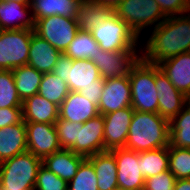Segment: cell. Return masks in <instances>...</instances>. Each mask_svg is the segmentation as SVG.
Wrapping results in <instances>:
<instances>
[{"mask_svg":"<svg viewBox=\"0 0 190 190\" xmlns=\"http://www.w3.org/2000/svg\"><path fill=\"white\" fill-rule=\"evenodd\" d=\"M141 44V58L159 65L182 53L190 52V12L169 16Z\"/></svg>","mask_w":190,"mask_h":190,"instance_id":"cell-1","label":"cell"},{"mask_svg":"<svg viewBox=\"0 0 190 190\" xmlns=\"http://www.w3.org/2000/svg\"><path fill=\"white\" fill-rule=\"evenodd\" d=\"M169 122L158 113H133L125 148L136 152L169 146Z\"/></svg>","mask_w":190,"mask_h":190,"instance_id":"cell-2","label":"cell"},{"mask_svg":"<svg viewBox=\"0 0 190 190\" xmlns=\"http://www.w3.org/2000/svg\"><path fill=\"white\" fill-rule=\"evenodd\" d=\"M131 107L135 111L158 113V92L155 83V64L142 58L130 74Z\"/></svg>","mask_w":190,"mask_h":190,"instance_id":"cell-3","label":"cell"},{"mask_svg":"<svg viewBox=\"0 0 190 190\" xmlns=\"http://www.w3.org/2000/svg\"><path fill=\"white\" fill-rule=\"evenodd\" d=\"M42 159L25 152L0 163V187L14 190H34Z\"/></svg>","mask_w":190,"mask_h":190,"instance_id":"cell-4","label":"cell"},{"mask_svg":"<svg viewBox=\"0 0 190 190\" xmlns=\"http://www.w3.org/2000/svg\"><path fill=\"white\" fill-rule=\"evenodd\" d=\"M113 13L127 23L140 41L142 31L156 28L167 18L155 0H124Z\"/></svg>","mask_w":190,"mask_h":190,"instance_id":"cell-5","label":"cell"},{"mask_svg":"<svg viewBox=\"0 0 190 190\" xmlns=\"http://www.w3.org/2000/svg\"><path fill=\"white\" fill-rule=\"evenodd\" d=\"M99 47L106 51L137 50L141 44L138 36L125 21L113 12L91 31Z\"/></svg>","mask_w":190,"mask_h":190,"instance_id":"cell-6","label":"cell"},{"mask_svg":"<svg viewBox=\"0 0 190 190\" xmlns=\"http://www.w3.org/2000/svg\"><path fill=\"white\" fill-rule=\"evenodd\" d=\"M64 80L70 91H80L90 85H104L98 67L90 59H71L61 53L52 71Z\"/></svg>","mask_w":190,"mask_h":190,"instance_id":"cell-7","label":"cell"},{"mask_svg":"<svg viewBox=\"0 0 190 190\" xmlns=\"http://www.w3.org/2000/svg\"><path fill=\"white\" fill-rule=\"evenodd\" d=\"M32 29L0 30V70L27 65Z\"/></svg>","mask_w":190,"mask_h":190,"instance_id":"cell-8","label":"cell"},{"mask_svg":"<svg viewBox=\"0 0 190 190\" xmlns=\"http://www.w3.org/2000/svg\"><path fill=\"white\" fill-rule=\"evenodd\" d=\"M79 26L77 19L59 15L34 19V33L64 53L75 38Z\"/></svg>","mask_w":190,"mask_h":190,"instance_id":"cell-9","label":"cell"},{"mask_svg":"<svg viewBox=\"0 0 190 190\" xmlns=\"http://www.w3.org/2000/svg\"><path fill=\"white\" fill-rule=\"evenodd\" d=\"M139 50L106 51L99 48L90 60L98 67L102 78H120L129 76L141 58Z\"/></svg>","mask_w":190,"mask_h":190,"instance_id":"cell-10","label":"cell"},{"mask_svg":"<svg viewBox=\"0 0 190 190\" xmlns=\"http://www.w3.org/2000/svg\"><path fill=\"white\" fill-rule=\"evenodd\" d=\"M117 164L118 188L126 190H143L145 177L141 173V157L125 147L110 150Z\"/></svg>","mask_w":190,"mask_h":190,"instance_id":"cell-11","label":"cell"},{"mask_svg":"<svg viewBox=\"0 0 190 190\" xmlns=\"http://www.w3.org/2000/svg\"><path fill=\"white\" fill-rule=\"evenodd\" d=\"M155 83L158 92V114L170 122L190 101L178 91L169 78L155 64Z\"/></svg>","mask_w":190,"mask_h":190,"instance_id":"cell-12","label":"cell"},{"mask_svg":"<svg viewBox=\"0 0 190 190\" xmlns=\"http://www.w3.org/2000/svg\"><path fill=\"white\" fill-rule=\"evenodd\" d=\"M25 125L28 152L43 159L62 150L55 124L29 122Z\"/></svg>","mask_w":190,"mask_h":190,"instance_id":"cell-13","label":"cell"},{"mask_svg":"<svg viewBox=\"0 0 190 190\" xmlns=\"http://www.w3.org/2000/svg\"><path fill=\"white\" fill-rule=\"evenodd\" d=\"M70 150L85 158L104 151V116L102 114L82 123V127H78L77 142Z\"/></svg>","mask_w":190,"mask_h":190,"instance_id":"cell-14","label":"cell"},{"mask_svg":"<svg viewBox=\"0 0 190 190\" xmlns=\"http://www.w3.org/2000/svg\"><path fill=\"white\" fill-rule=\"evenodd\" d=\"M126 107H131L129 76L106 78L98 104L99 113L105 115Z\"/></svg>","mask_w":190,"mask_h":190,"instance_id":"cell-15","label":"cell"},{"mask_svg":"<svg viewBox=\"0 0 190 190\" xmlns=\"http://www.w3.org/2000/svg\"><path fill=\"white\" fill-rule=\"evenodd\" d=\"M134 110L126 107L104 116V151L125 147Z\"/></svg>","mask_w":190,"mask_h":190,"instance_id":"cell-16","label":"cell"},{"mask_svg":"<svg viewBox=\"0 0 190 190\" xmlns=\"http://www.w3.org/2000/svg\"><path fill=\"white\" fill-rule=\"evenodd\" d=\"M98 106L87 100L78 91H70L59 106V118L76 123H85L99 115Z\"/></svg>","mask_w":190,"mask_h":190,"instance_id":"cell-17","label":"cell"},{"mask_svg":"<svg viewBox=\"0 0 190 190\" xmlns=\"http://www.w3.org/2000/svg\"><path fill=\"white\" fill-rule=\"evenodd\" d=\"M159 67L175 88L190 99V52L167 59Z\"/></svg>","mask_w":190,"mask_h":190,"instance_id":"cell-18","label":"cell"},{"mask_svg":"<svg viewBox=\"0 0 190 190\" xmlns=\"http://www.w3.org/2000/svg\"><path fill=\"white\" fill-rule=\"evenodd\" d=\"M32 29L34 19L30 5L20 2H0V30Z\"/></svg>","mask_w":190,"mask_h":190,"instance_id":"cell-19","label":"cell"},{"mask_svg":"<svg viewBox=\"0 0 190 190\" xmlns=\"http://www.w3.org/2000/svg\"><path fill=\"white\" fill-rule=\"evenodd\" d=\"M22 113L25 123L55 124L59 118V106L40 94H34L22 102Z\"/></svg>","mask_w":190,"mask_h":190,"instance_id":"cell-20","label":"cell"},{"mask_svg":"<svg viewBox=\"0 0 190 190\" xmlns=\"http://www.w3.org/2000/svg\"><path fill=\"white\" fill-rule=\"evenodd\" d=\"M27 151L24 121L0 128V163Z\"/></svg>","mask_w":190,"mask_h":190,"instance_id":"cell-21","label":"cell"},{"mask_svg":"<svg viewBox=\"0 0 190 190\" xmlns=\"http://www.w3.org/2000/svg\"><path fill=\"white\" fill-rule=\"evenodd\" d=\"M61 52L50 45L45 39L33 33L30 40L29 58L27 65L41 73L52 72Z\"/></svg>","mask_w":190,"mask_h":190,"instance_id":"cell-22","label":"cell"},{"mask_svg":"<svg viewBox=\"0 0 190 190\" xmlns=\"http://www.w3.org/2000/svg\"><path fill=\"white\" fill-rule=\"evenodd\" d=\"M84 159V156L75 154L72 150L62 149L45 156L42 165L68 183Z\"/></svg>","mask_w":190,"mask_h":190,"instance_id":"cell-23","label":"cell"},{"mask_svg":"<svg viewBox=\"0 0 190 190\" xmlns=\"http://www.w3.org/2000/svg\"><path fill=\"white\" fill-rule=\"evenodd\" d=\"M93 165L98 181V190L118 188L117 164L110 150L99 152L87 158Z\"/></svg>","mask_w":190,"mask_h":190,"instance_id":"cell-24","label":"cell"},{"mask_svg":"<svg viewBox=\"0 0 190 190\" xmlns=\"http://www.w3.org/2000/svg\"><path fill=\"white\" fill-rule=\"evenodd\" d=\"M81 3L76 0H31L33 19L59 15L77 19Z\"/></svg>","mask_w":190,"mask_h":190,"instance_id":"cell-25","label":"cell"},{"mask_svg":"<svg viewBox=\"0 0 190 190\" xmlns=\"http://www.w3.org/2000/svg\"><path fill=\"white\" fill-rule=\"evenodd\" d=\"M11 71L14 76L17 93L22 102L34 94H38L43 73L29 65L16 67Z\"/></svg>","mask_w":190,"mask_h":190,"instance_id":"cell-26","label":"cell"},{"mask_svg":"<svg viewBox=\"0 0 190 190\" xmlns=\"http://www.w3.org/2000/svg\"><path fill=\"white\" fill-rule=\"evenodd\" d=\"M169 145L190 149V101L169 122Z\"/></svg>","mask_w":190,"mask_h":190,"instance_id":"cell-27","label":"cell"},{"mask_svg":"<svg viewBox=\"0 0 190 190\" xmlns=\"http://www.w3.org/2000/svg\"><path fill=\"white\" fill-rule=\"evenodd\" d=\"M113 10L93 2L82 3L77 14L79 30L90 32L93 28L102 23Z\"/></svg>","mask_w":190,"mask_h":190,"instance_id":"cell-28","label":"cell"},{"mask_svg":"<svg viewBox=\"0 0 190 190\" xmlns=\"http://www.w3.org/2000/svg\"><path fill=\"white\" fill-rule=\"evenodd\" d=\"M141 173L145 179L168 170V146L139 152Z\"/></svg>","mask_w":190,"mask_h":190,"instance_id":"cell-29","label":"cell"},{"mask_svg":"<svg viewBox=\"0 0 190 190\" xmlns=\"http://www.w3.org/2000/svg\"><path fill=\"white\" fill-rule=\"evenodd\" d=\"M70 93L68 84L52 72L44 73L38 89V94L60 106Z\"/></svg>","mask_w":190,"mask_h":190,"instance_id":"cell-30","label":"cell"},{"mask_svg":"<svg viewBox=\"0 0 190 190\" xmlns=\"http://www.w3.org/2000/svg\"><path fill=\"white\" fill-rule=\"evenodd\" d=\"M99 48L100 47L92 37L91 32L79 30L64 54L73 60L91 59L97 53Z\"/></svg>","mask_w":190,"mask_h":190,"instance_id":"cell-31","label":"cell"},{"mask_svg":"<svg viewBox=\"0 0 190 190\" xmlns=\"http://www.w3.org/2000/svg\"><path fill=\"white\" fill-rule=\"evenodd\" d=\"M98 181L92 163L85 158L76 175L68 182L67 190H98Z\"/></svg>","mask_w":190,"mask_h":190,"instance_id":"cell-32","label":"cell"},{"mask_svg":"<svg viewBox=\"0 0 190 190\" xmlns=\"http://www.w3.org/2000/svg\"><path fill=\"white\" fill-rule=\"evenodd\" d=\"M168 170L176 179H190V149L168 146Z\"/></svg>","mask_w":190,"mask_h":190,"instance_id":"cell-33","label":"cell"},{"mask_svg":"<svg viewBox=\"0 0 190 190\" xmlns=\"http://www.w3.org/2000/svg\"><path fill=\"white\" fill-rule=\"evenodd\" d=\"M22 107L11 70H0V108Z\"/></svg>","mask_w":190,"mask_h":190,"instance_id":"cell-34","label":"cell"},{"mask_svg":"<svg viewBox=\"0 0 190 190\" xmlns=\"http://www.w3.org/2000/svg\"><path fill=\"white\" fill-rule=\"evenodd\" d=\"M55 127L62 149L70 150L77 142L78 127H82V123L58 119Z\"/></svg>","mask_w":190,"mask_h":190,"instance_id":"cell-35","label":"cell"},{"mask_svg":"<svg viewBox=\"0 0 190 190\" xmlns=\"http://www.w3.org/2000/svg\"><path fill=\"white\" fill-rule=\"evenodd\" d=\"M68 183L43 165L39 168L34 190H67Z\"/></svg>","mask_w":190,"mask_h":190,"instance_id":"cell-36","label":"cell"},{"mask_svg":"<svg viewBox=\"0 0 190 190\" xmlns=\"http://www.w3.org/2000/svg\"><path fill=\"white\" fill-rule=\"evenodd\" d=\"M176 177L166 170L155 176L145 179V190H174Z\"/></svg>","mask_w":190,"mask_h":190,"instance_id":"cell-37","label":"cell"},{"mask_svg":"<svg viewBox=\"0 0 190 190\" xmlns=\"http://www.w3.org/2000/svg\"><path fill=\"white\" fill-rule=\"evenodd\" d=\"M167 16L183 15L190 12V0H155Z\"/></svg>","mask_w":190,"mask_h":190,"instance_id":"cell-38","label":"cell"},{"mask_svg":"<svg viewBox=\"0 0 190 190\" xmlns=\"http://www.w3.org/2000/svg\"><path fill=\"white\" fill-rule=\"evenodd\" d=\"M23 121L22 107L0 108V128Z\"/></svg>","mask_w":190,"mask_h":190,"instance_id":"cell-39","label":"cell"},{"mask_svg":"<svg viewBox=\"0 0 190 190\" xmlns=\"http://www.w3.org/2000/svg\"><path fill=\"white\" fill-rule=\"evenodd\" d=\"M104 85H90L79 91L87 100L91 101L93 104L97 105L100 102Z\"/></svg>","mask_w":190,"mask_h":190,"instance_id":"cell-40","label":"cell"},{"mask_svg":"<svg viewBox=\"0 0 190 190\" xmlns=\"http://www.w3.org/2000/svg\"><path fill=\"white\" fill-rule=\"evenodd\" d=\"M124 0H91L93 3H97L103 6H108L112 10H114L119 4H121Z\"/></svg>","mask_w":190,"mask_h":190,"instance_id":"cell-41","label":"cell"},{"mask_svg":"<svg viewBox=\"0 0 190 190\" xmlns=\"http://www.w3.org/2000/svg\"><path fill=\"white\" fill-rule=\"evenodd\" d=\"M174 190H190V179H176Z\"/></svg>","mask_w":190,"mask_h":190,"instance_id":"cell-42","label":"cell"},{"mask_svg":"<svg viewBox=\"0 0 190 190\" xmlns=\"http://www.w3.org/2000/svg\"><path fill=\"white\" fill-rule=\"evenodd\" d=\"M11 1H15V2L17 1L25 5L31 4V0H0V2H11Z\"/></svg>","mask_w":190,"mask_h":190,"instance_id":"cell-43","label":"cell"},{"mask_svg":"<svg viewBox=\"0 0 190 190\" xmlns=\"http://www.w3.org/2000/svg\"><path fill=\"white\" fill-rule=\"evenodd\" d=\"M76 1H78V2H80L82 4V3L90 2L91 0H76Z\"/></svg>","mask_w":190,"mask_h":190,"instance_id":"cell-44","label":"cell"},{"mask_svg":"<svg viewBox=\"0 0 190 190\" xmlns=\"http://www.w3.org/2000/svg\"><path fill=\"white\" fill-rule=\"evenodd\" d=\"M0 190H14V189H6L5 187H0Z\"/></svg>","mask_w":190,"mask_h":190,"instance_id":"cell-45","label":"cell"}]
</instances>
